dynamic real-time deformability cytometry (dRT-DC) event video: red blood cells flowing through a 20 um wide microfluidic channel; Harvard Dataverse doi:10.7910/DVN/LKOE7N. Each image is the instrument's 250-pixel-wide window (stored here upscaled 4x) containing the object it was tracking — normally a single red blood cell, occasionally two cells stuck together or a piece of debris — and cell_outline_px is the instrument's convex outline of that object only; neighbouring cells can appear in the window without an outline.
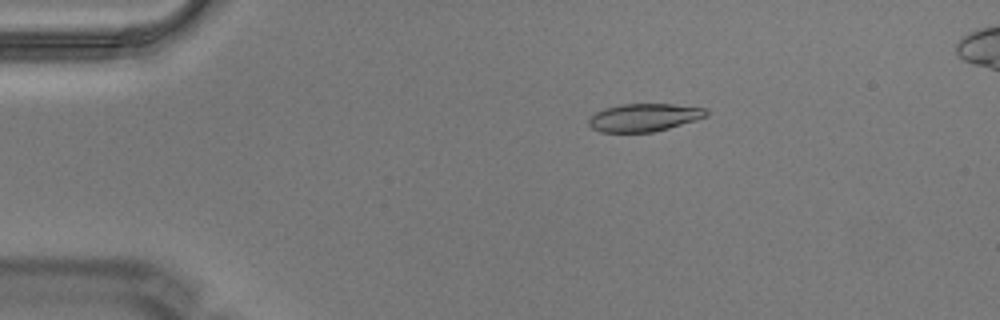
{"species": "Egyptian fruit bat (a non-hibernating species)", "species_latin": "Rousettus aegyptiacus", "temperature_condition": "warm", "stored_images_in_passage": 5, "camera_frame_rate_fps": 3000, "um_per_image_px": 0.085, "animal": {"sex": "male"}, "frame": {"image": 1, "passage_image": 3, "time_ms": 0.667, "image_size_px": [1000, 320], "cell_outline_px": [[708, 116], [696, 120], [668, 128], [652, 132], [600, 132], [592, 128], [588, 124], [588, 120], [596, 112], [604, 108], [620, 104], [676, 104], [708, 108]], "centroid_in_image_um": [54.77, 9.98], "position_along_channel_um": 30.2, "area_um2": 19.19}}